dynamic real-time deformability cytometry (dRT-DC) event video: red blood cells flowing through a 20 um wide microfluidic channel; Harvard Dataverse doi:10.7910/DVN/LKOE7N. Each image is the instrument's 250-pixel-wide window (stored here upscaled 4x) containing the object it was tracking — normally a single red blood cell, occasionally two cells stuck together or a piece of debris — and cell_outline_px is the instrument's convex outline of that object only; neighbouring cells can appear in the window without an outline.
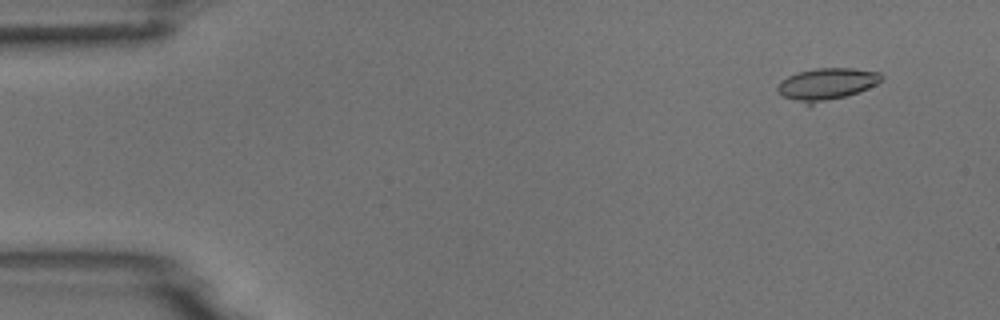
{"species": "common noctule bat (a hibernating species)", "species_latin": "Nyctalus noctula", "temperature_condition": "room temperature", "stored_images_in_passage": 5, "camera_frame_rate_fps": 3000, "um_per_image_px": 0.085, "animal": {"sex": "male", "body_mass_g": 18.8}, "frame": {"image": 1, "passage_image": 2, "time_ms": 1.0, "image_size_px": [1000, 320], "cell_outline_px": [[884, 76], [876, 84], [868, 88], [808, 108], [780, 96], [776, 92], [776, 88], [780, 80], [796, 72], [816, 68], [852, 68], [880, 72]], "centroid_in_image_um": [70.15, 7.19], "position_along_channel_um": 14.9, "area_um2": 20.11}}
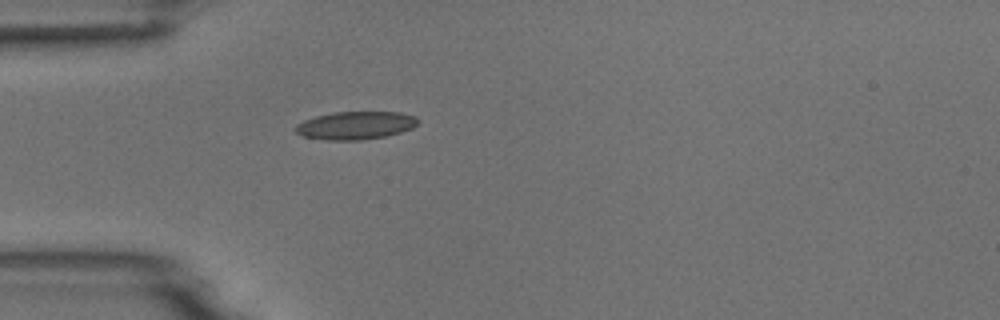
{"frame": {"image": 2, "passage_image": 5, "time_ms": 4.667, "image_size_px": [1000, 320], "cell_outline_px": [[420, 120], [412, 128], [400, 132], [384, 136], [360, 140], [328, 140], [304, 136], [296, 132], [292, 128], [296, 124], [304, 120], [316, 116], [332, 112], [400, 112], [416, 116]], "centroid_in_image_um": [30.21, 10.65], "position_along_channel_um": 54.8, "area_um2": 19.94}}